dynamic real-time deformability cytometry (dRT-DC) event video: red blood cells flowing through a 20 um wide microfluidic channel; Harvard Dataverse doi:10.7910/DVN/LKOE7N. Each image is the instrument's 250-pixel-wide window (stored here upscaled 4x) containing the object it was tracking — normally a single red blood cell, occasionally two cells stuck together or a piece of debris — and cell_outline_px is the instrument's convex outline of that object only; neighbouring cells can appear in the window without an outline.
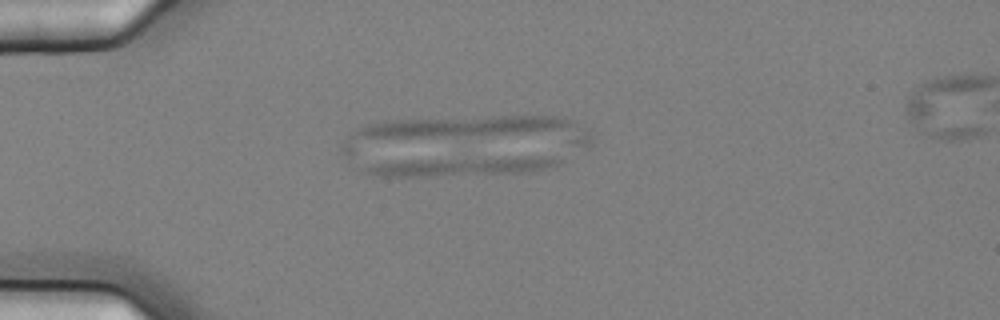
{"species": "common noctule bat (a hibernating species)", "species_latin": "Nyctalus noctula", "temperature_condition": "cold", "stored_images_in_passage": 2, "camera_frame_rate_fps": 3000, "um_per_image_px": 0.085, "animal": {"sex": "female", "body_mass_g": 25.1}, "frame": {"image": 1, "passage_image": 1, "time_ms": 0.0, "image_size_px": [1000, 320], "cell_outline_px": [[564, 160], [560, 164], [528, 172], [432, 176], [380, 176], [368, 172], [360, 168], [372, 164], [404, 160], [520, 156], [556, 156]], "centroid_in_image_um": [39.33, 14.12], "position_along_channel_um": 45.7, "area_um2": 21.27}}